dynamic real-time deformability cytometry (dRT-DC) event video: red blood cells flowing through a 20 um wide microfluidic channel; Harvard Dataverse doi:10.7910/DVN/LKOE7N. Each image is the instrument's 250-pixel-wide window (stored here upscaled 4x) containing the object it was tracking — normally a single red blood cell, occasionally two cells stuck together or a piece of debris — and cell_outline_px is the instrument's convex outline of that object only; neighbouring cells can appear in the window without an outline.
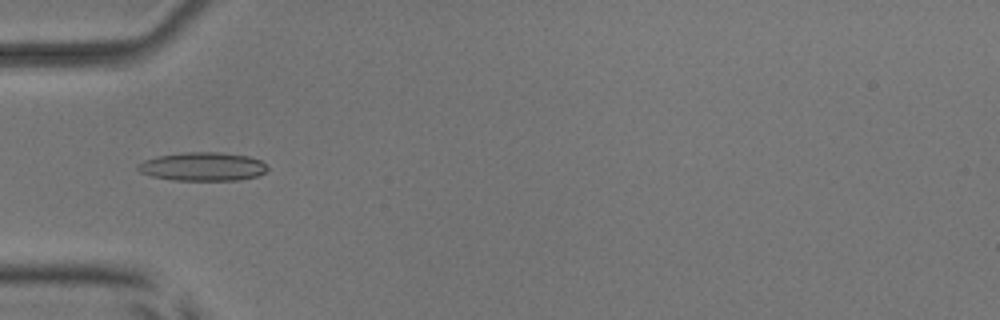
{"species": "common noctule bat (a hibernating species)", "species_latin": "Nyctalus noctula", "temperature_condition": "room temperature", "stored_images_in_passage": 53, "camera_frame_rate_fps": 3000, "um_per_image_px": 0.085, "animal": {"sex": "male", "body_mass_g": 17.9, "forearm_length_mm": 54.2}, "frame": {"image": 1, "passage_image": 18, "time_ms": 5.667, "image_size_px": [1000, 320], "cell_outline_px": [[268, 168], [264, 172], [256, 176], [240, 180], [172, 180], [152, 176], [140, 172], [136, 168], [136, 164], [144, 160], [156, 156], [184, 152], [220, 152], [248, 156], [260, 160]], "centroid_in_image_um": [17.18, 14.15], "position_along_channel_um": 67.8, "area_um2": 21.62}}
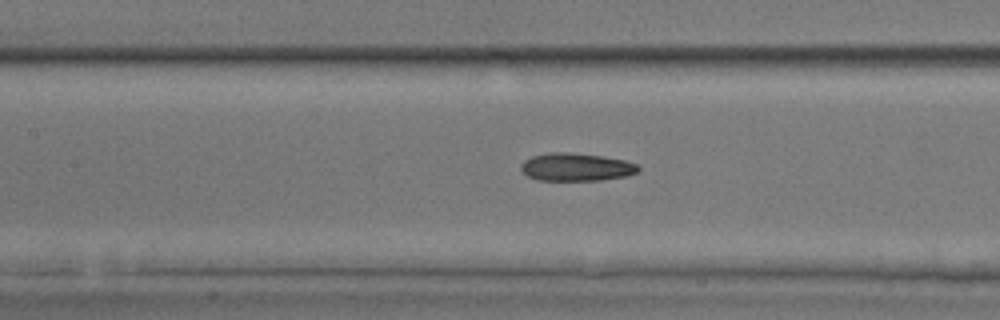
{"frame": {"image": 2, "passage_image": 25, "time_ms": 8.0, "image_size_px": [1000, 320], "cell_outline_px": [[640, 168], [636, 172], [624, 176], [600, 180], [536, 180], [528, 176], [520, 168], [520, 164], [524, 160], [532, 156], [548, 152], [568, 152], [604, 156], [624, 160], [636, 164]], "centroid_in_image_um": [48.93, 14.19], "position_along_channel_um": 158.5, "area_um2": 19.02}}
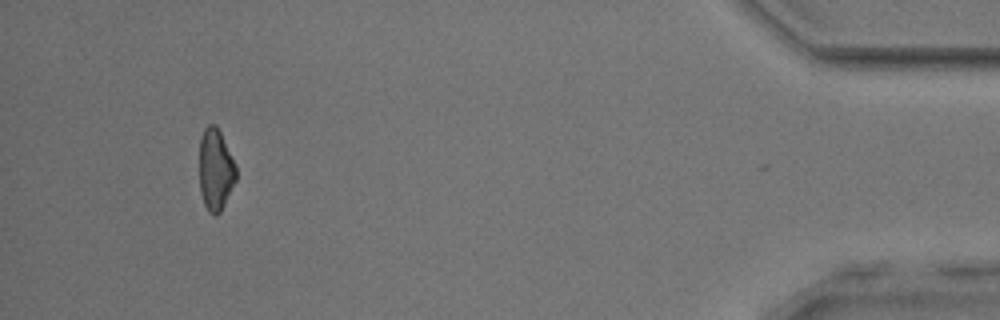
{"frame": {"image": 3, "passage_image": 50, "time_ms": 16.333, "image_size_px": [1000, 320], "cell_outline_px": [[236, 180], [220, 212], [216, 216], [208, 212], [204, 204], [200, 192], [200, 140], [204, 128], [208, 124], [216, 124], [236, 164]], "centroid_in_image_um": [18.32, 14.42], "position_along_channel_um": 416.9, "area_um2": 17.46}, "authors_computed_cell_mechanics": {"area_um2": 19.1318, "velocity_mm_per_s": 3.9225, "shape_relaxation_time_tau1_ms": 5.3784, "shape_relaxation_time_tau2_ms": 2.939, "deformation_change_tau1": 0.159, "deformation_change_tau2": 0.1156}}